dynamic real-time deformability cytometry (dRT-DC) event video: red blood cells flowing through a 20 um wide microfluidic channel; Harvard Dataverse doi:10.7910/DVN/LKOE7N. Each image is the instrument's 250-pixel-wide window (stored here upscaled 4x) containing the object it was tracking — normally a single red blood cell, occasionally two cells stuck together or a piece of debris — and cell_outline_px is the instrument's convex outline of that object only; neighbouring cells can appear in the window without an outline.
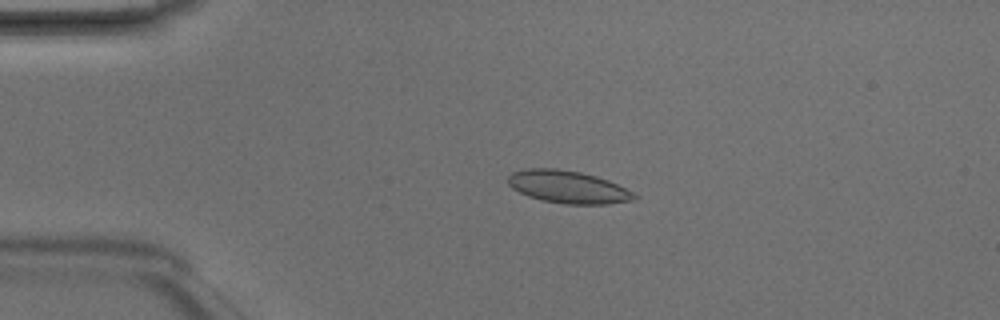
{"species": "Egyptian fruit bat (a non-hibernating species)", "species_latin": "Rousettus aegyptiacus", "temperature_condition": "room temperature", "stored_images_in_passage": 5, "camera_frame_rate_fps": 3000, "um_per_image_px": 0.085, "animal": {"sex": "male"}, "frame": {"image": 1, "passage_image": 4, "time_ms": 1.0, "image_size_px": [1000, 320], "cell_outline_px": [[640, 196], [636, 200], [608, 204], [564, 204], [540, 200], [528, 196], [512, 188], [508, 184], [508, 176], [512, 172], [528, 168], [556, 168], [580, 172], [596, 176], [608, 180]], "centroid_in_image_um": [48.28, 15.9], "position_along_channel_um": 36.7, "area_um2": 24.04}}